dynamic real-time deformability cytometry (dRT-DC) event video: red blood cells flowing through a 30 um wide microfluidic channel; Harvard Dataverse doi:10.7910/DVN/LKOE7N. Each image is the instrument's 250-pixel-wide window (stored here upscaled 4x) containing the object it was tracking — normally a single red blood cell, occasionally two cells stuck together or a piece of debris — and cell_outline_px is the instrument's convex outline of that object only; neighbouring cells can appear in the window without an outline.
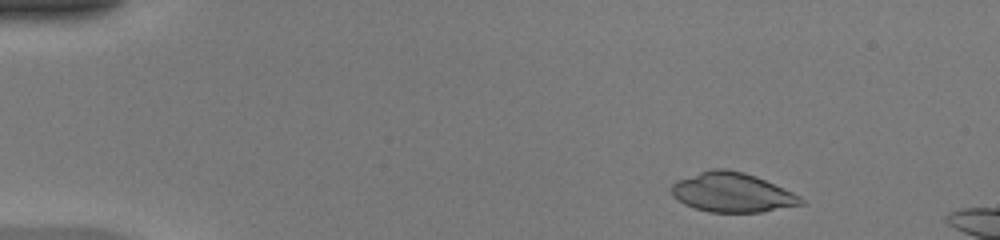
{"species": "common noctule bat (a hibernating species)", "species_latin": "Nyctalus noctula", "temperature_condition": "warm", "stored_images_in_passage": 12, "camera_frame_rate_fps": 3000, "um_per_image_px": 0.085, "animal": {"sex": "female", "body_mass_g": 20.0, "forearm_length_mm": 54.0}, "frame": {"image": 1, "passage_image": 4, "time_ms": 1.0, "image_size_px": [1000, 240], "cell_outline_px": [[808, 204], [764, 212], [708, 212], [684, 204], [672, 196], [668, 188], [676, 180], [712, 168], [724, 168], [744, 172], [756, 176], [792, 192], [800, 196]], "centroid_in_image_um": [62.24, 16.36], "position_along_channel_um": 22.8, "area_um2": 30.11}}